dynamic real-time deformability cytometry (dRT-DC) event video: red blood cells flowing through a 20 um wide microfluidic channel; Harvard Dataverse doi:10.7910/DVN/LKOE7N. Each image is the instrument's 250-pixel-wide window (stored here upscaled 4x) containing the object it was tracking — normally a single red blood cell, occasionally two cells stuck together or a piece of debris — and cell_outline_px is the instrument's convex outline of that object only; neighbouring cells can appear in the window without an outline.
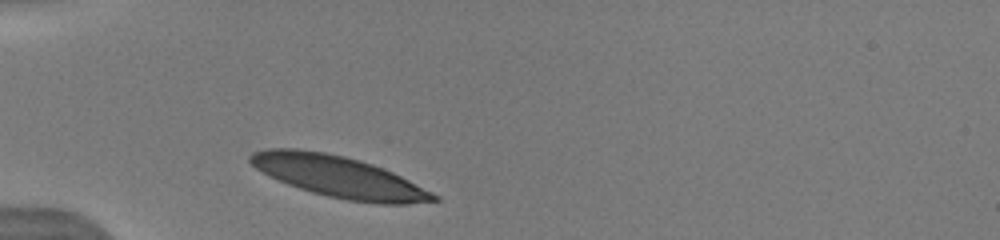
{"species": "human", "species_latin": "Homo sapiens", "temperature_condition": "warm", "stored_images_in_passage": 5, "camera_frame_rate_fps": 3000, "um_per_image_px": 0.085, "donor": {"sex": "male"}, "frame": {"image": 1, "passage_image": 1, "time_ms": 0.0, "image_size_px": [1000, 240], "cell_outline_px": [[440, 200], [408, 204], [380, 204], [348, 200], [328, 196], [312, 192], [288, 184], [256, 168], [248, 160], [248, 156], [252, 152], [264, 148], [296, 148], [324, 152], [344, 156], [360, 160], [384, 168], [440, 196]], "centroid_in_image_um": [28.8, 15.01], "position_along_channel_um": 56.2, "area_um2": 43.87}}